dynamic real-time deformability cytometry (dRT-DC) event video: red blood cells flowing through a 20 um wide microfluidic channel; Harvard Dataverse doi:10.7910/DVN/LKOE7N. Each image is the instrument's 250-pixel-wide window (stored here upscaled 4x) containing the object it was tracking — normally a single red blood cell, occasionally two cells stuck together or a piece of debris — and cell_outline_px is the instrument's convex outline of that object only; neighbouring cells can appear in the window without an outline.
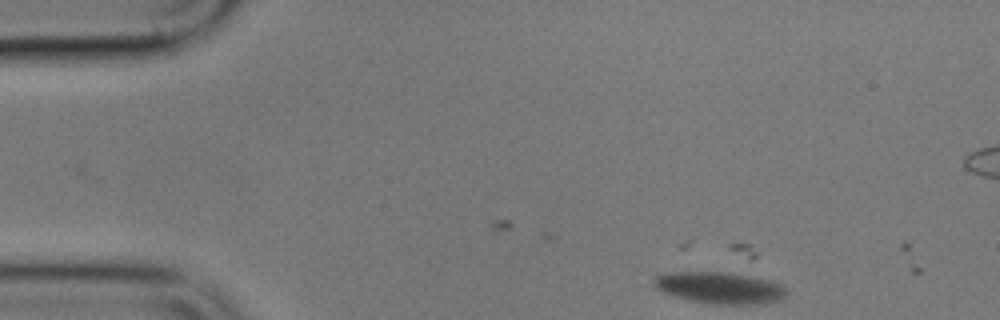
{"species": "common noctule bat (a hibernating species)", "species_latin": "Nyctalus noctula", "temperature_condition": "cold", "stored_images_in_passage": 5, "camera_frame_rate_fps": 3000, "um_per_image_px": 0.085, "animal": {"sex": "male", "body_mass_g": 17.9}, "frame": {"image": 1, "passage_image": 3, "time_ms": 2.0, "image_size_px": [1000, 320], "cell_outline_px": [[788, 292], [780, 300], [760, 304], [712, 304], [688, 300], [664, 292], [656, 288], [652, 284], [652, 280], [656, 276], [664, 272], [724, 272], [748, 276], [768, 280], [780, 284]], "centroid_in_image_um": [61.13, 24.46], "position_along_channel_um": 23.9, "area_um2": 24.33}}